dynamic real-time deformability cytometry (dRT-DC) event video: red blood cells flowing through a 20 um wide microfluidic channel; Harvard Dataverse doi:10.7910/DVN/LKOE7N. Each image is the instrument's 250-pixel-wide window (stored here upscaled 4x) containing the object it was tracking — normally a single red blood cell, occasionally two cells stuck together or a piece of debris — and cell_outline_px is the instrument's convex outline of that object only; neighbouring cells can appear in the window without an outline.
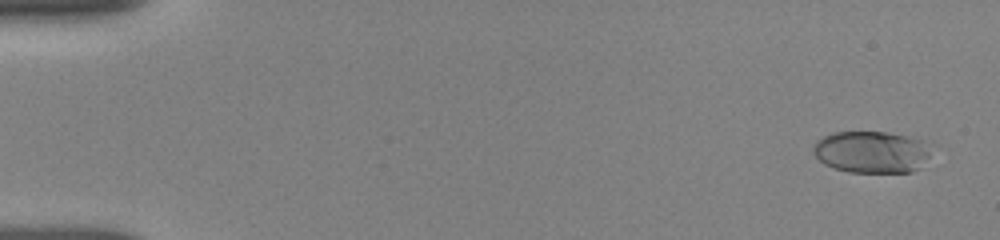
{"species": "human", "species_latin": "Homo sapiens", "temperature_condition": "room temperature", "stored_images_in_passage": 19, "camera_frame_rate_fps": 3000, "um_per_image_px": 0.085, "donor": {"sex": "female"}, "frame": {"image": 1, "passage_image": 2, "time_ms": 0.333, "image_size_px": [1000, 240], "cell_outline_px": [[928, 156], [920, 168], [912, 172], [848, 172], [824, 164], [812, 152], [812, 148], [816, 140], [832, 132], [888, 132], [908, 136], [924, 140], [928, 152]], "centroid_in_image_um": [74.04, 12.91], "position_along_channel_um": 11.0, "area_um2": 28.73}}
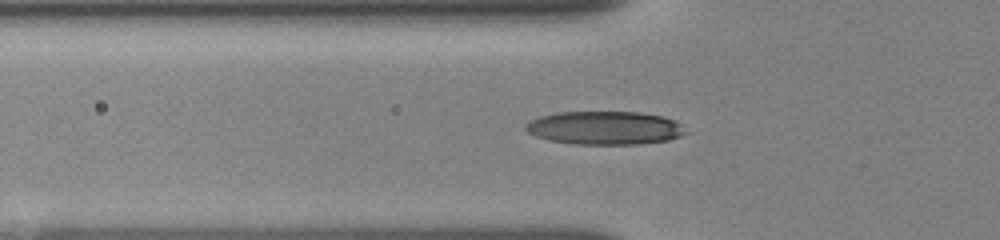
{"frame": {"image": 2, "passage_image": 14, "time_ms": 5.667, "image_size_px": [1000, 240], "cell_outline_px": [[692, 132], [668, 140], [640, 144], [572, 144], [548, 140], [536, 136], [528, 132], [524, 128], [524, 124], [540, 116], [556, 112], [640, 112], [664, 116], [684, 124]], "centroid_in_image_um": [51.47, 10.87], "position_along_channel_um": 74.3, "area_um2": 31.62}}
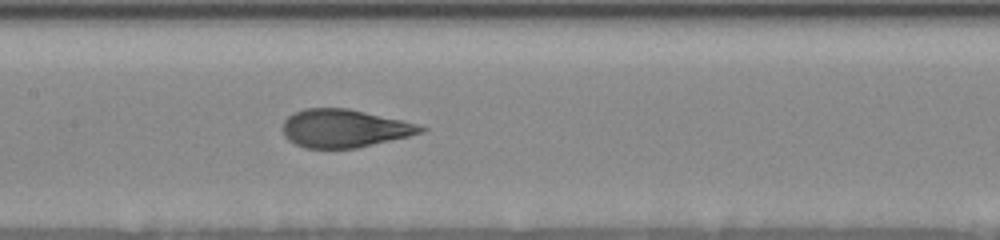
{"frame": {"image": 3, "passage_image": 19, "time_ms": 8.333, "image_size_px": [1000, 240], "cell_outline_px": [[428, 128], [424, 132], [408, 136], [356, 148], [304, 148], [288, 140], [284, 136], [284, 120], [292, 112], [304, 108], [348, 108], [404, 120]], "centroid_in_image_um": [29.26, 10.9], "position_along_channel_um": 178.1, "area_um2": 30.63}}